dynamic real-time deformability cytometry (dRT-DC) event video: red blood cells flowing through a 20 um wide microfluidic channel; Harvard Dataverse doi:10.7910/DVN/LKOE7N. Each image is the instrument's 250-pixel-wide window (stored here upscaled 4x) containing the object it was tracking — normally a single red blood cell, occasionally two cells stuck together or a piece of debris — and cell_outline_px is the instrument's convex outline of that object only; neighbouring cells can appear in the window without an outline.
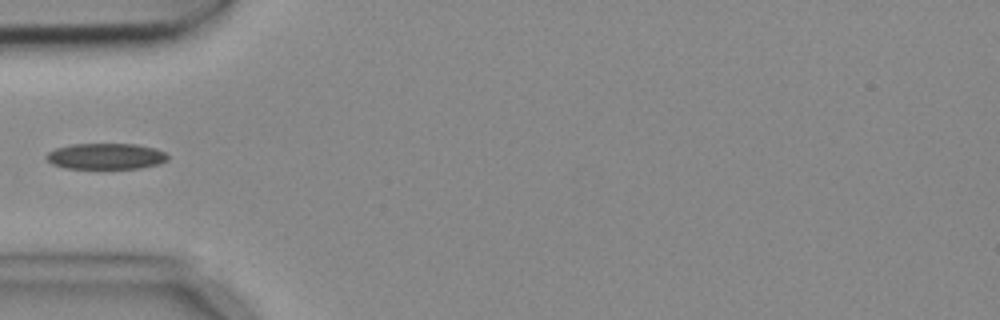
{"species": "common noctule bat (a hibernating species)", "species_latin": "Nyctalus noctula", "temperature_condition": "cold", "stored_images_in_passage": 5, "camera_frame_rate_fps": 3000, "um_per_image_px": 0.085, "animal": {"sex": "female", "body_mass_g": 18.4}, "frame": {"image": 1, "passage_image": 5, "time_ms": 1.333, "image_size_px": [1000, 320], "cell_outline_px": [[168, 160], [160, 164], [140, 168], [68, 168], [52, 164], [44, 156], [48, 152], [56, 148], [72, 144], [136, 144], [156, 148], [164, 152], [168, 156]], "centroid_in_image_um": [9.02, 13.28], "position_along_channel_um": 76.0, "area_um2": 18.38}}